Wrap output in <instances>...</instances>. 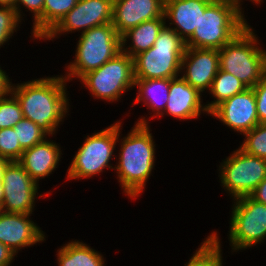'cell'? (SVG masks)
I'll return each instance as SVG.
<instances>
[{"mask_svg": "<svg viewBox=\"0 0 266 266\" xmlns=\"http://www.w3.org/2000/svg\"><path fill=\"white\" fill-rule=\"evenodd\" d=\"M65 81L62 77H48L11 87L24 118L37 124L48 135L56 131L67 112Z\"/></svg>", "mask_w": 266, "mask_h": 266, "instance_id": "obj_1", "label": "cell"}, {"mask_svg": "<svg viewBox=\"0 0 266 266\" xmlns=\"http://www.w3.org/2000/svg\"><path fill=\"white\" fill-rule=\"evenodd\" d=\"M147 120L140 119L127 137L123 138L116 168L124 192L137 197L145 186L154 165V141Z\"/></svg>", "mask_w": 266, "mask_h": 266, "instance_id": "obj_2", "label": "cell"}, {"mask_svg": "<svg viewBox=\"0 0 266 266\" xmlns=\"http://www.w3.org/2000/svg\"><path fill=\"white\" fill-rule=\"evenodd\" d=\"M243 17L226 0H213L201 14L199 25L185 46L219 50L248 26Z\"/></svg>", "mask_w": 266, "mask_h": 266, "instance_id": "obj_3", "label": "cell"}, {"mask_svg": "<svg viewBox=\"0 0 266 266\" xmlns=\"http://www.w3.org/2000/svg\"><path fill=\"white\" fill-rule=\"evenodd\" d=\"M185 41L166 25L153 46L134 57L135 79H174L181 71Z\"/></svg>", "mask_w": 266, "mask_h": 266, "instance_id": "obj_4", "label": "cell"}, {"mask_svg": "<svg viewBox=\"0 0 266 266\" xmlns=\"http://www.w3.org/2000/svg\"><path fill=\"white\" fill-rule=\"evenodd\" d=\"M255 36L248 25L219 49V69L234 75L248 88L266 75V51L257 47Z\"/></svg>", "mask_w": 266, "mask_h": 266, "instance_id": "obj_5", "label": "cell"}, {"mask_svg": "<svg viewBox=\"0 0 266 266\" xmlns=\"http://www.w3.org/2000/svg\"><path fill=\"white\" fill-rule=\"evenodd\" d=\"M121 51V37L112 23L95 26L82 31L78 41L75 62L67 67L72 77L81 78L86 73L98 69ZM68 78V79H67Z\"/></svg>", "mask_w": 266, "mask_h": 266, "instance_id": "obj_6", "label": "cell"}, {"mask_svg": "<svg viewBox=\"0 0 266 266\" xmlns=\"http://www.w3.org/2000/svg\"><path fill=\"white\" fill-rule=\"evenodd\" d=\"M80 79L95 97L116 101L126 89L135 86L134 58L121 50L101 67Z\"/></svg>", "mask_w": 266, "mask_h": 266, "instance_id": "obj_7", "label": "cell"}, {"mask_svg": "<svg viewBox=\"0 0 266 266\" xmlns=\"http://www.w3.org/2000/svg\"><path fill=\"white\" fill-rule=\"evenodd\" d=\"M120 127L121 123L117 122L92 136H88L73 158L67 178H90L106 167L112 169L108 163L119 138Z\"/></svg>", "mask_w": 266, "mask_h": 266, "instance_id": "obj_8", "label": "cell"}, {"mask_svg": "<svg viewBox=\"0 0 266 266\" xmlns=\"http://www.w3.org/2000/svg\"><path fill=\"white\" fill-rule=\"evenodd\" d=\"M220 167L221 183L235 199L249 196L266 178V159L247 154L240 148Z\"/></svg>", "mask_w": 266, "mask_h": 266, "instance_id": "obj_9", "label": "cell"}, {"mask_svg": "<svg viewBox=\"0 0 266 266\" xmlns=\"http://www.w3.org/2000/svg\"><path fill=\"white\" fill-rule=\"evenodd\" d=\"M230 226L232 249L251 247L266 238V204L250 196L235 199Z\"/></svg>", "mask_w": 266, "mask_h": 266, "instance_id": "obj_10", "label": "cell"}, {"mask_svg": "<svg viewBox=\"0 0 266 266\" xmlns=\"http://www.w3.org/2000/svg\"><path fill=\"white\" fill-rule=\"evenodd\" d=\"M1 179L4 190L1 210L7 213L32 214L38 183L17 161L7 163Z\"/></svg>", "mask_w": 266, "mask_h": 266, "instance_id": "obj_11", "label": "cell"}, {"mask_svg": "<svg viewBox=\"0 0 266 266\" xmlns=\"http://www.w3.org/2000/svg\"><path fill=\"white\" fill-rule=\"evenodd\" d=\"M114 0H78L77 4L62 18V20L44 37L55 38L56 34L72 32V30L87 31L95 26L112 23Z\"/></svg>", "mask_w": 266, "mask_h": 266, "instance_id": "obj_12", "label": "cell"}, {"mask_svg": "<svg viewBox=\"0 0 266 266\" xmlns=\"http://www.w3.org/2000/svg\"><path fill=\"white\" fill-rule=\"evenodd\" d=\"M209 114L234 131L246 133L259 124L253 88H246L216 106Z\"/></svg>", "mask_w": 266, "mask_h": 266, "instance_id": "obj_13", "label": "cell"}, {"mask_svg": "<svg viewBox=\"0 0 266 266\" xmlns=\"http://www.w3.org/2000/svg\"><path fill=\"white\" fill-rule=\"evenodd\" d=\"M181 67L187 68L182 78L193 88L200 93L210 90L219 70V50L186 47Z\"/></svg>", "mask_w": 266, "mask_h": 266, "instance_id": "obj_14", "label": "cell"}, {"mask_svg": "<svg viewBox=\"0 0 266 266\" xmlns=\"http://www.w3.org/2000/svg\"><path fill=\"white\" fill-rule=\"evenodd\" d=\"M165 0H114L112 25L121 37L144 21L164 17Z\"/></svg>", "mask_w": 266, "mask_h": 266, "instance_id": "obj_15", "label": "cell"}, {"mask_svg": "<svg viewBox=\"0 0 266 266\" xmlns=\"http://www.w3.org/2000/svg\"><path fill=\"white\" fill-rule=\"evenodd\" d=\"M30 214L0 213V242L15 254L20 248L44 241V234L28 219Z\"/></svg>", "mask_w": 266, "mask_h": 266, "instance_id": "obj_16", "label": "cell"}, {"mask_svg": "<svg viewBox=\"0 0 266 266\" xmlns=\"http://www.w3.org/2000/svg\"><path fill=\"white\" fill-rule=\"evenodd\" d=\"M201 93L188 84L182 77L170 79V89L165 112L179 119L197 118L201 110L207 112L201 104Z\"/></svg>", "mask_w": 266, "mask_h": 266, "instance_id": "obj_17", "label": "cell"}, {"mask_svg": "<svg viewBox=\"0 0 266 266\" xmlns=\"http://www.w3.org/2000/svg\"><path fill=\"white\" fill-rule=\"evenodd\" d=\"M213 0H165L164 17L173 21L172 28L186 41L198 27L201 14ZM180 30V31H179Z\"/></svg>", "mask_w": 266, "mask_h": 266, "instance_id": "obj_18", "label": "cell"}, {"mask_svg": "<svg viewBox=\"0 0 266 266\" xmlns=\"http://www.w3.org/2000/svg\"><path fill=\"white\" fill-rule=\"evenodd\" d=\"M60 152L56 143L50 142L45 138L41 143L25 149L17 162L37 183L40 178L48 176L57 168Z\"/></svg>", "mask_w": 266, "mask_h": 266, "instance_id": "obj_19", "label": "cell"}, {"mask_svg": "<svg viewBox=\"0 0 266 266\" xmlns=\"http://www.w3.org/2000/svg\"><path fill=\"white\" fill-rule=\"evenodd\" d=\"M166 18H155L153 20L144 21L138 26L129 29L121 36V50L127 55L134 58L139 53L151 48L160 32L163 28ZM132 40L130 48L125 47L127 38ZM130 49V50H128Z\"/></svg>", "mask_w": 266, "mask_h": 266, "instance_id": "obj_20", "label": "cell"}, {"mask_svg": "<svg viewBox=\"0 0 266 266\" xmlns=\"http://www.w3.org/2000/svg\"><path fill=\"white\" fill-rule=\"evenodd\" d=\"M134 85L139 88L135 103L142 100L152 111H156V115H163L162 111H165L168 102L170 79H135Z\"/></svg>", "mask_w": 266, "mask_h": 266, "instance_id": "obj_21", "label": "cell"}, {"mask_svg": "<svg viewBox=\"0 0 266 266\" xmlns=\"http://www.w3.org/2000/svg\"><path fill=\"white\" fill-rule=\"evenodd\" d=\"M59 266H104L102 255L83 244L73 241L58 251Z\"/></svg>", "mask_w": 266, "mask_h": 266, "instance_id": "obj_22", "label": "cell"}, {"mask_svg": "<svg viewBox=\"0 0 266 266\" xmlns=\"http://www.w3.org/2000/svg\"><path fill=\"white\" fill-rule=\"evenodd\" d=\"M246 88L248 87L234 75L219 69L210 89L216 100L205 105L207 113H210L220 103L244 91Z\"/></svg>", "mask_w": 266, "mask_h": 266, "instance_id": "obj_23", "label": "cell"}, {"mask_svg": "<svg viewBox=\"0 0 266 266\" xmlns=\"http://www.w3.org/2000/svg\"><path fill=\"white\" fill-rule=\"evenodd\" d=\"M214 232L202 243L185 266H222L220 241Z\"/></svg>", "mask_w": 266, "mask_h": 266, "instance_id": "obj_24", "label": "cell"}, {"mask_svg": "<svg viewBox=\"0 0 266 266\" xmlns=\"http://www.w3.org/2000/svg\"><path fill=\"white\" fill-rule=\"evenodd\" d=\"M78 0H44L43 38L77 4Z\"/></svg>", "mask_w": 266, "mask_h": 266, "instance_id": "obj_25", "label": "cell"}, {"mask_svg": "<svg viewBox=\"0 0 266 266\" xmlns=\"http://www.w3.org/2000/svg\"><path fill=\"white\" fill-rule=\"evenodd\" d=\"M16 130L20 146L25 150L33 147L35 144L44 141L48 135L37 124L27 118L20 120L14 127Z\"/></svg>", "mask_w": 266, "mask_h": 266, "instance_id": "obj_26", "label": "cell"}, {"mask_svg": "<svg viewBox=\"0 0 266 266\" xmlns=\"http://www.w3.org/2000/svg\"><path fill=\"white\" fill-rule=\"evenodd\" d=\"M246 136L240 149L245 153L266 159V123H259Z\"/></svg>", "mask_w": 266, "mask_h": 266, "instance_id": "obj_27", "label": "cell"}, {"mask_svg": "<svg viewBox=\"0 0 266 266\" xmlns=\"http://www.w3.org/2000/svg\"><path fill=\"white\" fill-rule=\"evenodd\" d=\"M23 151L13 127L0 129V158L18 161Z\"/></svg>", "mask_w": 266, "mask_h": 266, "instance_id": "obj_28", "label": "cell"}, {"mask_svg": "<svg viewBox=\"0 0 266 266\" xmlns=\"http://www.w3.org/2000/svg\"><path fill=\"white\" fill-rule=\"evenodd\" d=\"M24 118L21 106L15 96L0 98V129L14 127Z\"/></svg>", "mask_w": 266, "mask_h": 266, "instance_id": "obj_29", "label": "cell"}, {"mask_svg": "<svg viewBox=\"0 0 266 266\" xmlns=\"http://www.w3.org/2000/svg\"><path fill=\"white\" fill-rule=\"evenodd\" d=\"M19 4H23L28 10L34 14V23H33V37L43 38V9H44V0H15L14 9L17 12L19 19L21 18ZM19 8V9H18Z\"/></svg>", "mask_w": 266, "mask_h": 266, "instance_id": "obj_30", "label": "cell"}, {"mask_svg": "<svg viewBox=\"0 0 266 266\" xmlns=\"http://www.w3.org/2000/svg\"><path fill=\"white\" fill-rule=\"evenodd\" d=\"M19 22L20 19L13 7H0V47L10 39Z\"/></svg>", "mask_w": 266, "mask_h": 266, "instance_id": "obj_31", "label": "cell"}, {"mask_svg": "<svg viewBox=\"0 0 266 266\" xmlns=\"http://www.w3.org/2000/svg\"><path fill=\"white\" fill-rule=\"evenodd\" d=\"M259 123H266V75L253 87Z\"/></svg>", "mask_w": 266, "mask_h": 266, "instance_id": "obj_32", "label": "cell"}, {"mask_svg": "<svg viewBox=\"0 0 266 266\" xmlns=\"http://www.w3.org/2000/svg\"><path fill=\"white\" fill-rule=\"evenodd\" d=\"M249 196L259 203L266 204V178L260 182Z\"/></svg>", "mask_w": 266, "mask_h": 266, "instance_id": "obj_33", "label": "cell"}, {"mask_svg": "<svg viewBox=\"0 0 266 266\" xmlns=\"http://www.w3.org/2000/svg\"><path fill=\"white\" fill-rule=\"evenodd\" d=\"M15 253L0 242V266H8L12 262Z\"/></svg>", "mask_w": 266, "mask_h": 266, "instance_id": "obj_34", "label": "cell"}, {"mask_svg": "<svg viewBox=\"0 0 266 266\" xmlns=\"http://www.w3.org/2000/svg\"><path fill=\"white\" fill-rule=\"evenodd\" d=\"M12 86L6 73L0 68V98L11 94Z\"/></svg>", "mask_w": 266, "mask_h": 266, "instance_id": "obj_35", "label": "cell"}, {"mask_svg": "<svg viewBox=\"0 0 266 266\" xmlns=\"http://www.w3.org/2000/svg\"><path fill=\"white\" fill-rule=\"evenodd\" d=\"M9 161L4 159V158H0V206H2L3 204V200H4V190H3V184H2V174H3V170L6 167L7 163Z\"/></svg>", "mask_w": 266, "mask_h": 266, "instance_id": "obj_36", "label": "cell"}, {"mask_svg": "<svg viewBox=\"0 0 266 266\" xmlns=\"http://www.w3.org/2000/svg\"><path fill=\"white\" fill-rule=\"evenodd\" d=\"M228 3H230L242 16L241 8H240V0H226ZM255 1L257 4L262 2V0H251Z\"/></svg>", "mask_w": 266, "mask_h": 266, "instance_id": "obj_37", "label": "cell"}, {"mask_svg": "<svg viewBox=\"0 0 266 266\" xmlns=\"http://www.w3.org/2000/svg\"><path fill=\"white\" fill-rule=\"evenodd\" d=\"M0 6L15 7V0H0Z\"/></svg>", "mask_w": 266, "mask_h": 266, "instance_id": "obj_38", "label": "cell"}]
</instances>
